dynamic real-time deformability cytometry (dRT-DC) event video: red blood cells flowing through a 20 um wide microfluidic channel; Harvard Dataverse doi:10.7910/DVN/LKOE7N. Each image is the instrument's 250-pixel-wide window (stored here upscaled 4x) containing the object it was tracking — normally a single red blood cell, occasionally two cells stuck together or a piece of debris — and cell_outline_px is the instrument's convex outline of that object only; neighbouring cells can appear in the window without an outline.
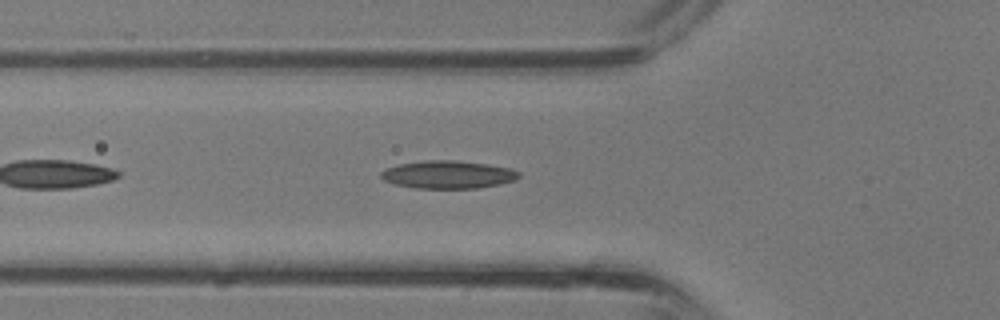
{"species": "common noctule bat (a hibernating species)", "species_latin": "Nyctalus noctula", "temperature_condition": "room temperature", "stored_images_in_passage": 36, "camera_frame_rate_fps": 3000, "um_per_image_px": 0.085, "animal": {"sex": "male", "body_mass_g": 13.3}, "frame": {"image": 1, "passage_image": 13, "time_ms": 4.0, "image_size_px": [1000, 320], "cell_outline_px": [[520, 176], [516, 180], [500, 184], [476, 188], [416, 188], [392, 184], [384, 180], [380, 176], [380, 172], [384, 168], [400, 164], [428, 160], [456, 160], [488, 164], [508, 168], [520, 172]], "centroid_in_image_um": [38.06, 14.84], "position_along_channel_um": 87.7, "area_um2": 22.43}}
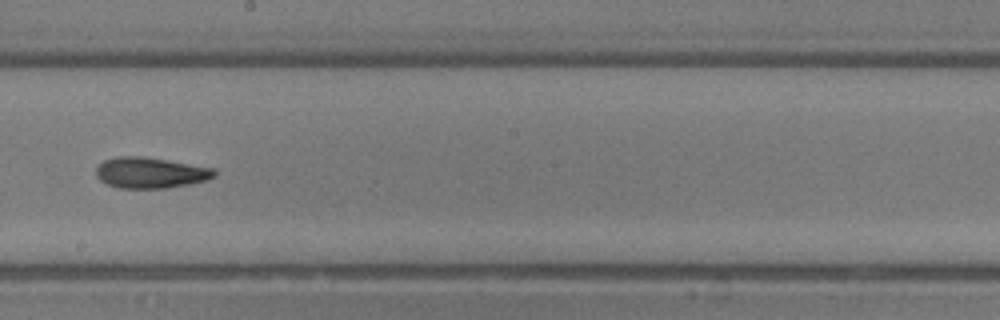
{"frame": {"image": 2, "passage_image": 21, "time_ms": 6.667, "image_size_px": [1000, 320], "cell_outline_px": [[216, 176], [208, 180], [188, 184], [164, 188], [120, 188], [108, 184], [100, 180], [96, 176], [96, 168], [104, 160], [116, 156], [140, 156], [212, 168], [216, 172]], "centroid_in_image_um": [12.76, 14.69], "position_along_channel_um": 235.4, "area_um2": 20.98}}
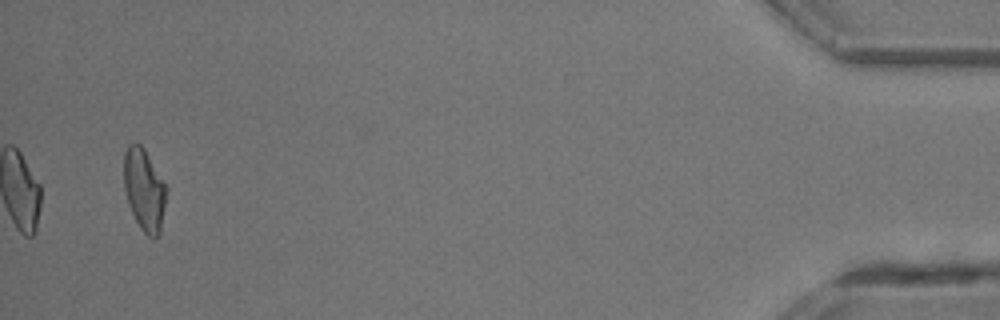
{"frame": {"image": 3, "passage_image": 36, "time_ms": 11.667, "image_size_px": [1000, 320], "cell_outline_px": [[168, 188], [160, 232], [156, 236], [148, 236], [140, 228], [128, 204], [124, 188], [124, 152], [128, 144], [140, 144], [144, 148]], "centroid_in_image_um": [12.26, 16.11], "position_along_channel_um": 422.9, "area_um2": 20.23}}